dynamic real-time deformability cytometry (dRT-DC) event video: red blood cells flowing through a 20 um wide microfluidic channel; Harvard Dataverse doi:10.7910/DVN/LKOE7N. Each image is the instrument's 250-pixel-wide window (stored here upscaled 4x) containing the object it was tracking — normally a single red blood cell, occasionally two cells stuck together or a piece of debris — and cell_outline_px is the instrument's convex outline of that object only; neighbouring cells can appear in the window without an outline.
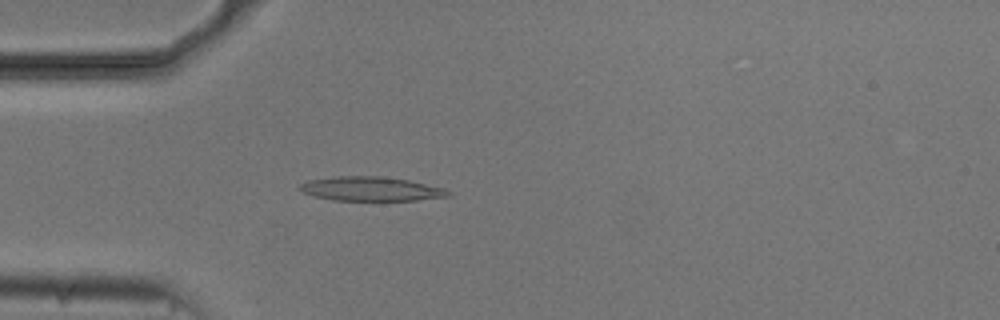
{"species": "common noctule bat (a hibernating species)", "species_latin": "Nyctalus noctula", "temperature_condition": "cold", "stored_images_in_passage": 53, "camera_frame_rate_fps": 3000, "um_per_image_px": 0.085, "animal": {"sex": "male", "body_mass_g": 20.5, "forearm_length_mm": 52.5}, "frame": {"image": 1, "passage_image": 15, "time_ms": 4.667, "image_size_px": [1000, 320], "cell_outline_px": [[452, 196], [416, 200], [332, 200], [312, 196], [304, 192], [300, 188], [300, 184], [308, 180], [332, 176], [380, 176], [408, 180], [444, 188], [452, 192]], "centroid_in_image_um": [31.54, 16.05], "position_along_channel_um": 53.5, "area_um2": 20.92}}
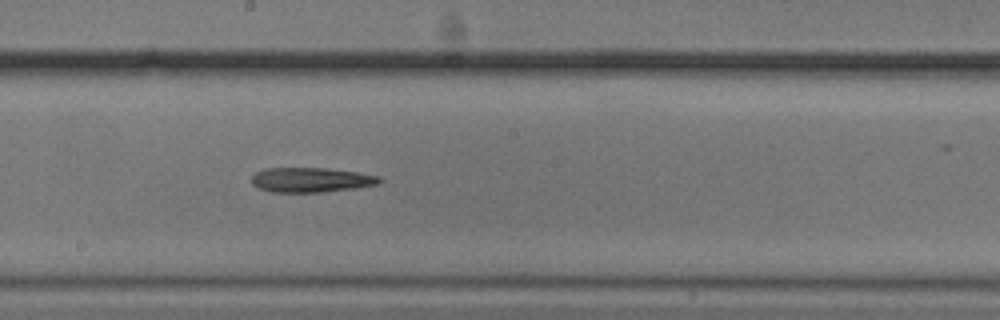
{"frame": {"image": 2, "passage_image": 29, "time_ms": 9.333, "image_size_px": [1000, 320], "cell_outline_px": [[384, 180], [376, 184], [352, 188], [320, 192], [272, 192], [260, 188], [252, 184], [252, 176], [256, 172], [264, 168], [328, 168], [360, 172], [380, 176]], "centroid_in_image_um": [26.45, 15.27], "position_along_channel_um": 221.8, "area_um2": 18.38}}
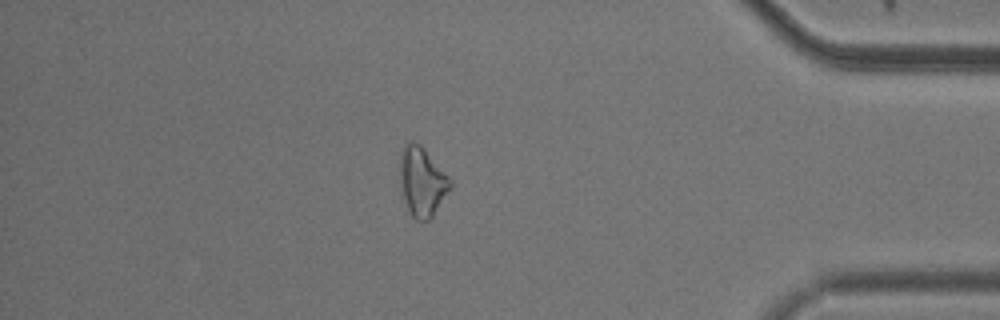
{"frame": {"image": 3, "passage_image": 46, "time_ms": 15.0, "image_size_px": [1000, 320], "cell_outline_px": [[452, 184], [432, 220], [416, 220], [408, 212], [400, 188], [400, 152], [412, 140], [420, 144], [452, 180]], "centroid_in_image_um": [35.87, 15.48], "position_along_channel_um": 399.3, "area_um2": 20.35}, "authors_computed_cell_mechanics": {"area_um2": 19.8832, "velocity_mm_per_s": 3.7477, "shape_relaxation_time_tau1_ms": 4.1125, "shape_relaxation_time_tau2_ms": 6.1916, "deformation_change_tau1": 0.1281, "deformation_change_tau2": 0.1922}}